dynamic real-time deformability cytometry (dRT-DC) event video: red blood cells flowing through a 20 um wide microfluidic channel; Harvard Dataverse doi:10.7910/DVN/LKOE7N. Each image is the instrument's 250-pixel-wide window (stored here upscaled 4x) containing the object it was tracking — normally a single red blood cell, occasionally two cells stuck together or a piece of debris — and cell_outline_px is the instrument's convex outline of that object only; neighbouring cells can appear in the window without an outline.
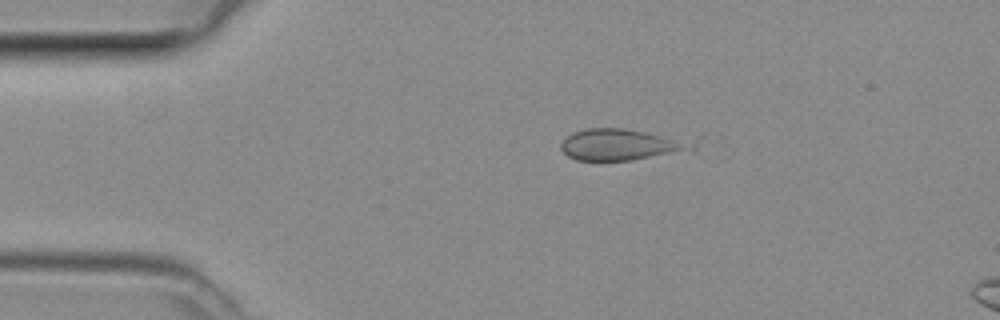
{"species": "common noctule bat (a hibernating species)", "species_latin": "Nyctalus noctula", "temperature_condition": "room temperature", "stored_images_in_passage": 3, "camera_frame_rate_fps": 3000, "um_per_image_px": 0.085, "animal": {"sex": "female", "body_mass_g": 29.2, "forearm_length_mm": 56.3}, "frame": {"image": 1, "passage_image": 1, "time_ms": 0.0, "image_size_px": [1000, 320], "cell_outline_px": [[680, 148], [668, 152], [632, 160], [576, 160], [568, 156], [560, 148], [560, 144], [568, 136], [584, 128], [624, 128], [644, 132], [668, 140], [676, 144]], "centroid_in_image_um": [52.21, 12.3], "position_along_channel_um": 32.8, "area_um2": 21.1}}